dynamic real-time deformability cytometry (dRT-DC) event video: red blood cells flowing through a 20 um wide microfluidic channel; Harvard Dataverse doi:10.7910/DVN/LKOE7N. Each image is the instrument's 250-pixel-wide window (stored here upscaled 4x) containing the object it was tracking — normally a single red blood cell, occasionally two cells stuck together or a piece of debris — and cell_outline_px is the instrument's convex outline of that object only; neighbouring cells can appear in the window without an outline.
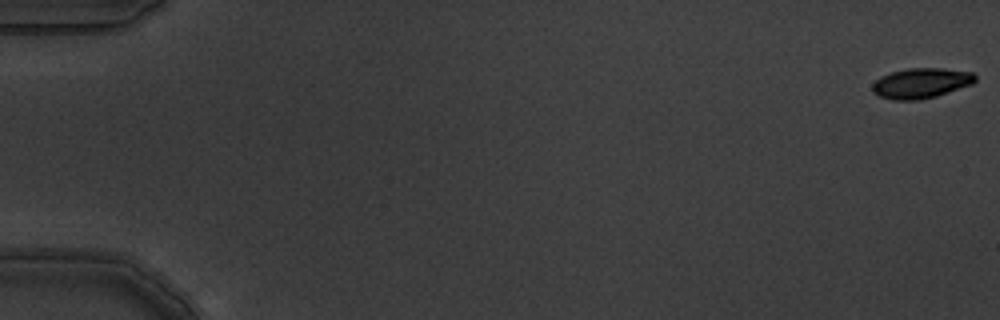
{"species": "common noctule bat (a hibernating species)", "species_latin": "Nyctalus noctula", "temperature_condition": "warm", "stored_images_in_passage": 6, "camera_frame_rate_fps": 3000, "um_per_image_px": 0.085, "animal": {"sex": "male", "body_mass_g": 19.5, "forearm_length_mm": 54.6}, "frame": {"image": 1, "passage_image": 1, "time_ms": 0.0, "image_size_px": [1000, 320], "cell_outline_px": [[976, 80], [972, 84], [936, 96], [920, 100], [892, 100], [880, 96], [872, 92], [872, 84], [880, 76], [892, 72], [908, 68], [940, 68], [972, 72], [976, 76]], "centroid_in_image_um": [78.27, 7.07], "position_along_channel_um": 6.7, "area_um2": 18.09}}
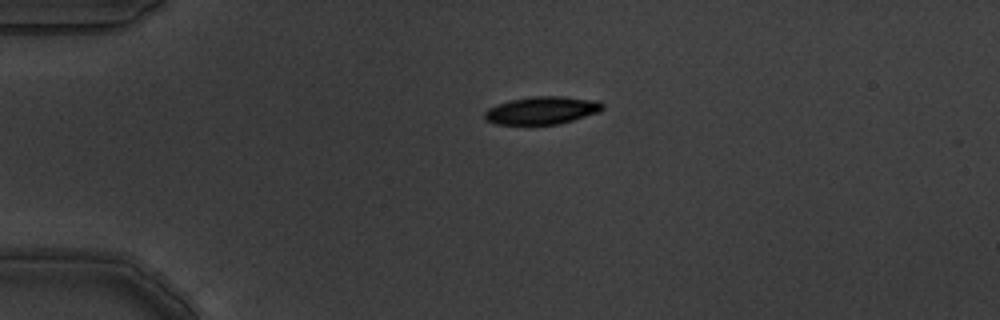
{"frame": {"image": 2, "passage_image": 5, "time_ms": 1.333, "image_size_px": [1000, 320], "cell_outline_px": [[604, 108], [600, 112], [572, 120], [556, 124], [496, 124], [484, 120], [484, 112], [488, 108], [496, 104], [512, 100], [536, 96], [560, 96], [596, 100], [604, 104]], "centroid_in_image_um": [46.06, 9.38], "position_along_channel_um": 38.9, "area_um2": 18.96}}